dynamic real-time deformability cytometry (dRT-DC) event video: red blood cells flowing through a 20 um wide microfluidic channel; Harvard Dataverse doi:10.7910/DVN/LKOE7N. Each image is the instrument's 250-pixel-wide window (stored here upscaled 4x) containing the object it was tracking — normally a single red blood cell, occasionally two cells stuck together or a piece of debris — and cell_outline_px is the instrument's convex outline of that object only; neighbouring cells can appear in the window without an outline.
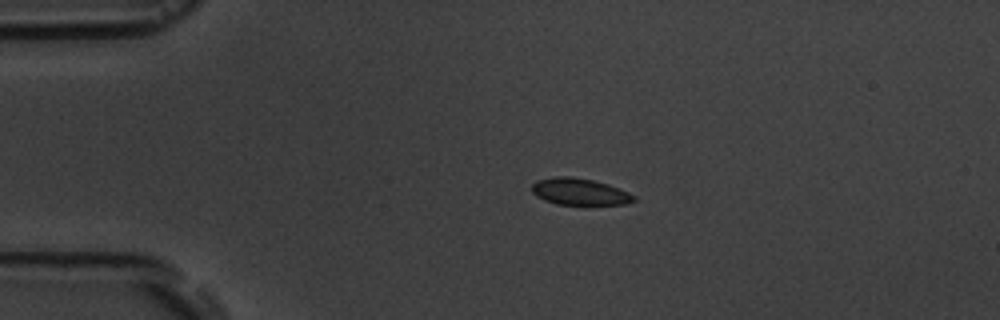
{"species": "common noctule bat (a hibernating species)", "species_latin": "Nyctalus noctula", "temperature_condition": "room temperature", "stored_images_in_passage": 4, "camera_frame_rate_fps": 3000, "um_per_image_px": 0.085, "animal": {"sex": "male", "body_mass_g": 19.5, "forearm_length_mm": 54.6}, "frame": {"image": 1, "passage_image": 3, "time_ms": 2.333, "image_size_px": [1000, 320], "cell_outline_px": [[636, 200], [624, 204], [588, 208], [584, 208], [556, 204], [544, 200], [536, 196], [532, 192], [532, 184], [536, 180], [552, 176], [568, 176], [592, 180], [608, 184], [620, 188], [636, 196]], "centroid_in_image_um": [49.29, 16.35], "position_along_channel_um": 35.7, "area_um2": 16.94}}